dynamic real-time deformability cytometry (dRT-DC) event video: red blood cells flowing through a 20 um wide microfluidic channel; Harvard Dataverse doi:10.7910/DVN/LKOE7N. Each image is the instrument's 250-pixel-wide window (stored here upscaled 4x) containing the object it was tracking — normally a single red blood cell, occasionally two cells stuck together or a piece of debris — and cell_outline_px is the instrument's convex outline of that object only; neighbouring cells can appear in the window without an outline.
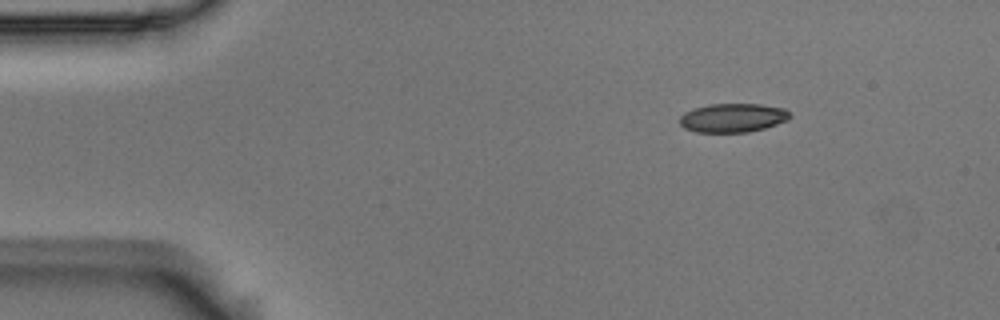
{"species": "Egyptian fruit bat (a non-hibernating species)", "species_latin": "Rousettus aegyptiacus", "temperature_condition": "room temperature", "stored_images_in_passage": 4, "camera_frame_rate_fps": 3000, "um_per_image_px": 0.085, "animal": {"sex": "male"}, "frame": {"image": 1, "passage_image": 2, "time_ms": 0.333, "image_size_px": [1000, 320], "cell_outline_px": [[792, 116], [788, 120], [764, 128], [748, 132], [696, 132], [684, 128], [680, 124], [680, 116], [684, 112], [692, 108], [708, 104], [760, 104], [784, 108]], "centroid_in_image_um": [62.27, 10.01], "position_along_channel_um": 22.7, "area_um2": 18.61}}